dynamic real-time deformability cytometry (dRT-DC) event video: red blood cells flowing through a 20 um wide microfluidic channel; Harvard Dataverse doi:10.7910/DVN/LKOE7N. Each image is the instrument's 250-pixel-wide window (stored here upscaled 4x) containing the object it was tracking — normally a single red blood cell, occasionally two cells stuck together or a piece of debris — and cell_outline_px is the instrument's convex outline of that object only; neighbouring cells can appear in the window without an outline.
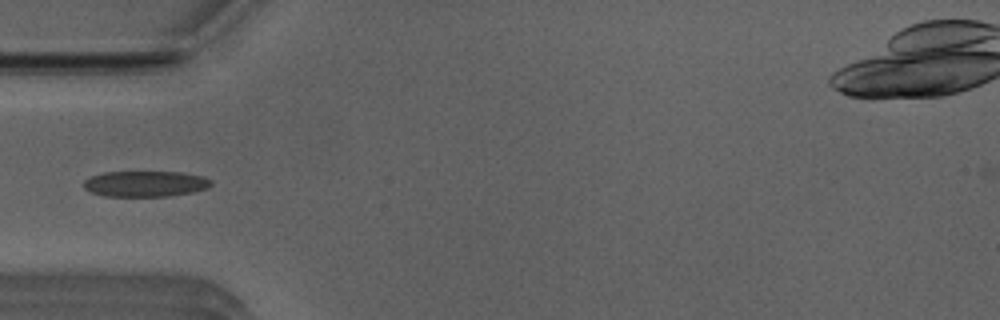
{"species": "Egyptian fruit bat (a non-hibernating species)", "species_latin": "Rousettus aegyptiacus", "temperature_condition": "room temperature", "stored_images_in_passage": 34, "camera_frame_rate_fps": 3000, "um_per_image_px": 0.085, "animal": {"sex": "male"}, "frame": {"image": 1, "passage_image": 1, "time_ms": 0.0, "image_size_px": [1000, 320], "cell_outline_px": [[212, 184], [208, 188], [192, 192], [168, 196], [104, 196], [92, 192], [84, 188], [84, 180], [92, 176], [104, 172], [180, 172], [204, 176], [212, 180]], "centroid_in_image_um": [12.38, 15.62], "position_along_channel_um": 72.6, "area_um2": 19.13}}
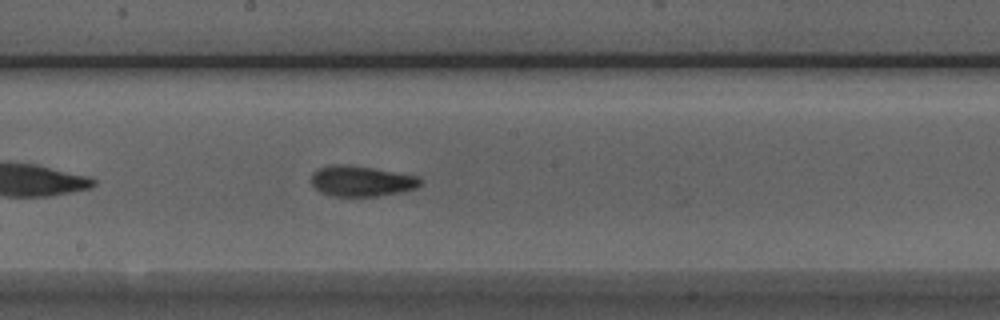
{"frame": {"image": 2, "passage_image": 12, "time_ms": 3.667, "image_size_px": [1000, 320], "cell_outline_px": [[424, 180], [416, 188], [404, 192], [376, 196], [332, 196], [320, 192], [312, 184], [312, 172], [316, 168], [332, 164], [344, 164], [372, 168], [420, 176]], "centroid_in_image_um": [30.74, 15.39], "position_along_channel_um": 217.5, "area_um2": 19.65}}
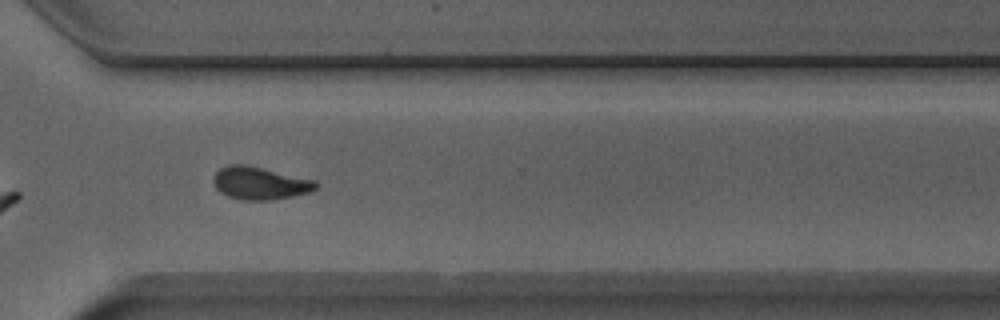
{"frame": {"image": 3, "passage_image": 22, "time_ms": 7.0, "image_size_px": [1000, 320], "cell_outline_px": [[320, 184], [312, 192], [272, 200], [244, 200], [228, 196], [220, 192], [216, 188], [212, 180], [212, 176], [220, 168], [228, 164], [244, 164], [316, 180]], "centroid_in_image_um": [22.09, 15.57], "position_along_channel_um": 348.5, "area_um2": 19.65}}